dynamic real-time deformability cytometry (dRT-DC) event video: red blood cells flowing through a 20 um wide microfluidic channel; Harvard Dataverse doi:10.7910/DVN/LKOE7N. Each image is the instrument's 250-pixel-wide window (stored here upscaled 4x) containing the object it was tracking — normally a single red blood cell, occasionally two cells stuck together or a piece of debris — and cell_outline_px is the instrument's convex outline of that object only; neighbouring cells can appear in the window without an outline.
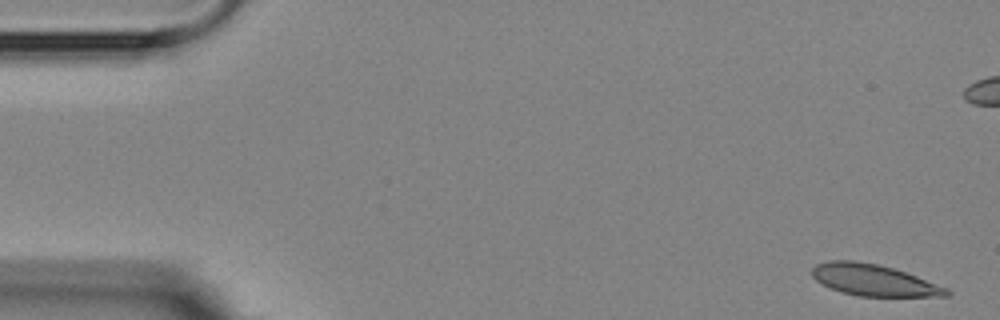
{"species": "Egyptian fruit bat (a non-hibernating species)", "species_latin": "Rousettus aegyptiacus", "temperature_condition": "room temperature", "stored_images_in_passage": 5, "camera_frame_rate_fps": 3000, "um_per_image_px": 0.085, "animal": {"sex": "female"}, "frame": {"image": 1, "passage_image": 1, "time_ms": 0.0, "image_size_px": [1000, 320], "cell_outline_px": [[952, 292], [948, 296], [860, 296], [840, 292], [816, 280], [812, 276], [812, 268], [816, 264], [828, 260], [856, 260], [876, 264], [892, 268], [916, 276], [948, 288]], "centroid_in_image_um": [74.26, 23.8], "position_along_channel_um": 10.7, "area_um2": 24.45}}